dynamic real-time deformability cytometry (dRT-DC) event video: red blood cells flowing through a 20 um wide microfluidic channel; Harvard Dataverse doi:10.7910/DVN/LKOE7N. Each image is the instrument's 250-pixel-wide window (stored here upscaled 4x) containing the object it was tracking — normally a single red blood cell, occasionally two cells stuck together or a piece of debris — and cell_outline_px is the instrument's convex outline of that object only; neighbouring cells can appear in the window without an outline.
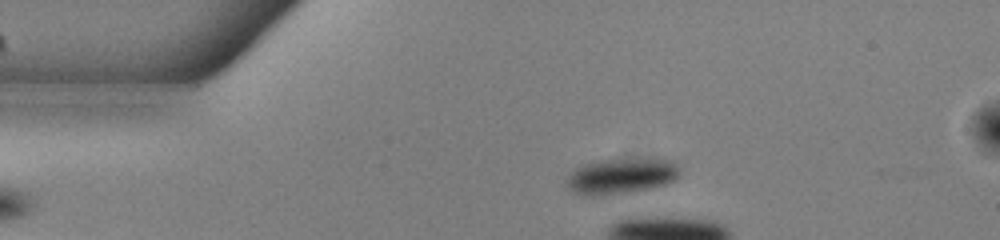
{"species": "common noctule bat (a hibernating species)", "species_latin": "Nyctalus noctula", "temperature_condition": "warm", "stored_images_in_passage": 3, "camera_frame_rate_fps": 3000, "um_per_image_px": 0.085, "animal": {"sex": "male", "body_mass_g": 13.0, "forearm_length_mm": 53.1}, "frame": {"image": 1, "passage_image": 1, "time_ms": 0.0, "image_size_px": [1000, 240], "cell_outline_px": [[680, 172], [672, 180], [664, 184], [652, 188], [624, 192], [592, 196], [580, 196], [568, 188], [568, 176], [576, 168], [584, 164], [600, 160], [672, 160], [680, 168]], "centroid_in_image_um": [52.76, 14.98], "position_along_channel_um": 32.2, "area_um2": 22.77}}